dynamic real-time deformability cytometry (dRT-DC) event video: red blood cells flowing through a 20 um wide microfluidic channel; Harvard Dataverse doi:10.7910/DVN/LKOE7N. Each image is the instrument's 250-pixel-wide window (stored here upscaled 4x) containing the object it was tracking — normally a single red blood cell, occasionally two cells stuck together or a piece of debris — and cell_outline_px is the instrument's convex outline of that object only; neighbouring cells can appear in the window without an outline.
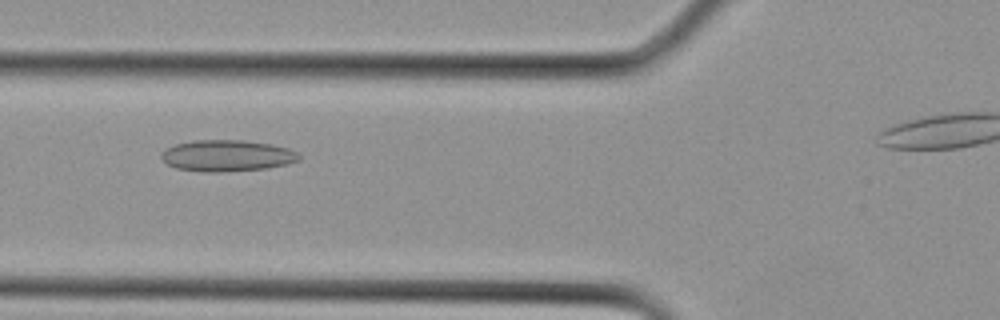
{"species": "Egyptian fruit bat (a non-hibernating species)", "species_latin": "Rousettus aegyptiacus", "temperature_condition": "cold", "stored_images_in_passage": 22, "camera_frame_rate_fps": 3000, "um_per_image_px": 0.085, "animal": {"sex": "female"}, "frame": {"image": 1, "passage_image": 8, "time_ms": 2.333, "image_size_px": [1000, 320], "cell_outline_px": [[300, 160], [288, 164], [268, 168], [224, 172], [204, 172], [176, 168], [168, 164], [160, 156], [160, 152], [164, 148], [176, 144], [192, 140], [244, 140], [272, 144], [288, 148], [296, 152], [300, 156]], "centroid_in_image_um": [19.29, 13.23], "position_along_channel_um": 106.5, "area_um2": 25.43}}
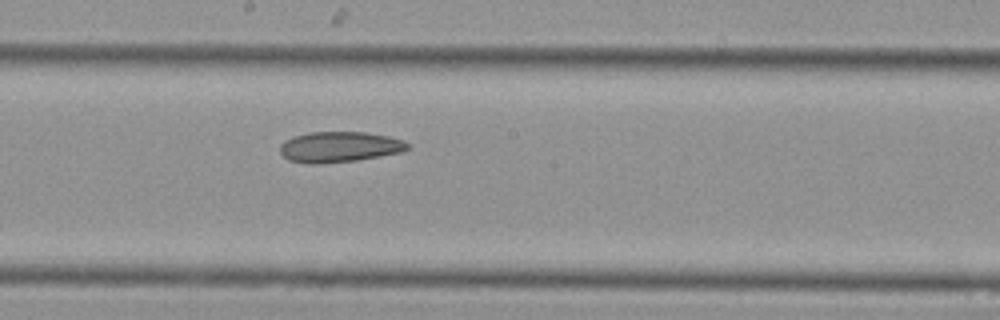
{"frame": {"image": 2, "passage_image": 13, "time_ms": 4.0, "image_size_px": [1000, 320], "cell_outline_px": [[408, 148], [400, 152], [356, 160], [320, 164], [308, 164], [288, 160], [280, 152], [280, 144], [284, 140], [308, 132], [364, 132], [388, 136], [404, 140], [408, 144]], "centroid_in_image_um": [28.81, 12.49], "position_along_channel_um": 219.4, "area_um2": 22.66}}
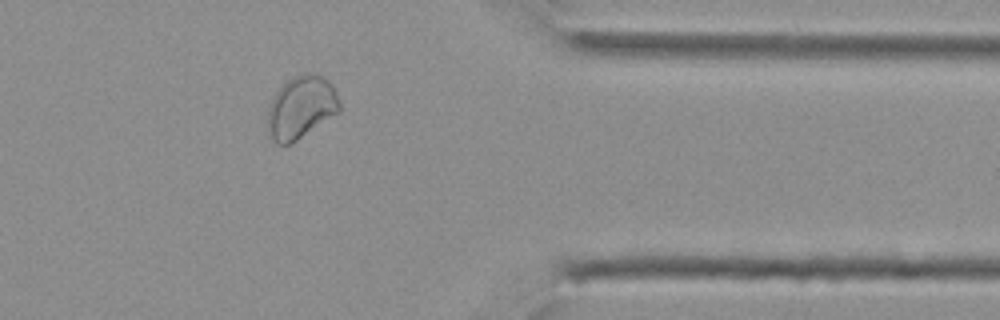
{"frame": {"image": 3, "passage_image": 21, "time_ms": 6.667, "image_size_px": [1000, 320], "cell_outline_px": [[340, 112], [292, 144], [276, 144], [268, 136], [268, 108], [272, 96], [292, 76], [324, 76], [332, 84], [336, 92], [340, 104]], "centroid_in_image_um": [25.58, 9.19], "position_along_channel_um": 385.8, "area_um2": 26.18}}